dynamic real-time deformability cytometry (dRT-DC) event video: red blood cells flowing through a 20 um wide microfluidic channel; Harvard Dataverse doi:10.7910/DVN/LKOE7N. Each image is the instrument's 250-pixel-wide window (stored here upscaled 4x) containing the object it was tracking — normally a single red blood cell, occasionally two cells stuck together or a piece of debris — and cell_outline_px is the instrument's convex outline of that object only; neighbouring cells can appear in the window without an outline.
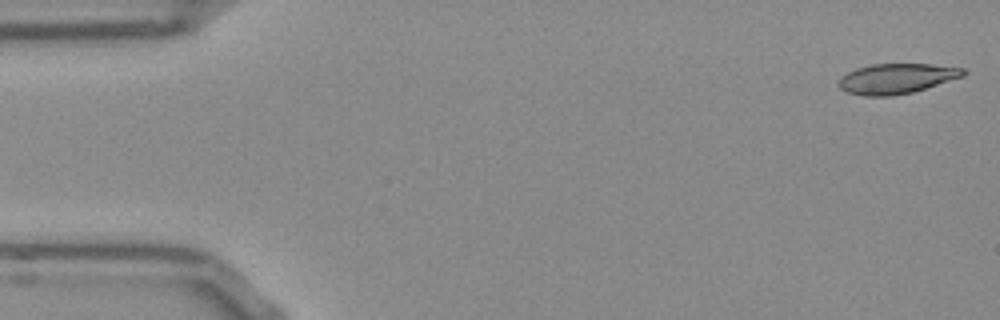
{"species": "Egyptian fruit bat (a non-hibernating species)", "species_latin": "Rousettus aegyptiacus", "temperature_condition": "room temperature", "stored_images_in_passage": 52, "camera_frame_rate_fps": 3000, "um_per_image_px": 0.085, "frame": {"image": 1, "passage_image": 1, "time_ms": 0.0, "image_size_px": [1000, 320], "cell_outline_px": [[968, 72], [964, 76], [912, 92], [892, 96], [864, 96], [848, 92], [840, 88], [836, 84], [836, 80], [840, 76], [856, 68], [872, 64], [932, 64], [964, 68]], "centroid_in_image_um": [76.17, 6.67], "position_along_channel_um": 8.8, "area_um2": 22.02}}
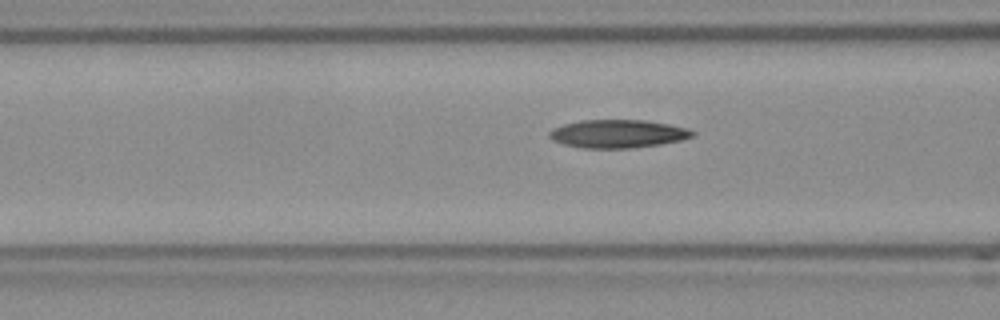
{"frame": {"image": 2, "passage_image": 19, "time_ms": 6.0, "image_size_px": [1000, 320], "cell_outline_px": [[696, 136], [680, 140], [660, 144], [628, 148], [584, 148], [564, 144], [552, 140], [548, 136], [548, 132], [552, 128], [564, 124], [580, 120], [644, 120], [668, 124], [688, 128], [696, 132]], "centroid_in_image_um": [52.51, 11.36], "position_along_channel_um": 114.1, "area_um2": 23.52}}
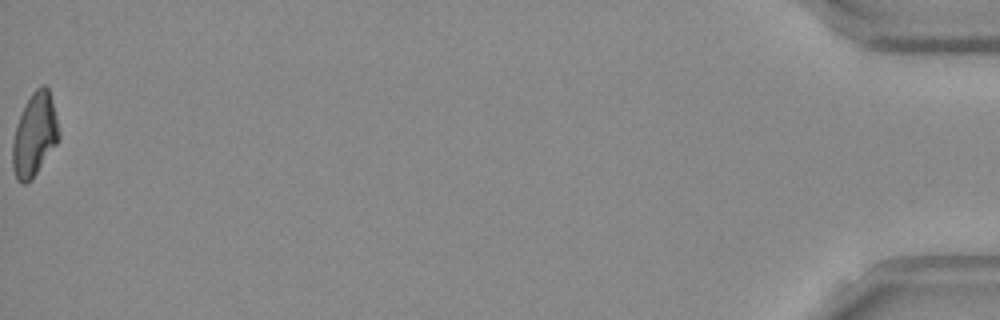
{"frame": {"image": 3, "passage_image": 52, "time_ms": 17.0, "image_size_px": [1000, 320], "cell_outline_px": [[60, 140], [32, 180], [24, 184], [20, 184], [16, 180], [12, 168], [12, 144], [16, 124], [24, 104], [32, 92], [40, 84], [44, 84], [48, 88], [52, 100], [60, 132]], "centroid_in_image_um": [2.93, 11.48], "position_along_channel_um": 432.3, "area_um2": 22.95}, "authors_computed_cell_mechanics": {"area_um2": 22.8599, "velocity_mm_per_s": 3.862, "shape_relaxation_time_tau1_ms": null, "shape_relaxation_time_tau2_ms": 5.3846, "deformation_change_tau1": null, "deformation_change_tau2": 0.1479}}